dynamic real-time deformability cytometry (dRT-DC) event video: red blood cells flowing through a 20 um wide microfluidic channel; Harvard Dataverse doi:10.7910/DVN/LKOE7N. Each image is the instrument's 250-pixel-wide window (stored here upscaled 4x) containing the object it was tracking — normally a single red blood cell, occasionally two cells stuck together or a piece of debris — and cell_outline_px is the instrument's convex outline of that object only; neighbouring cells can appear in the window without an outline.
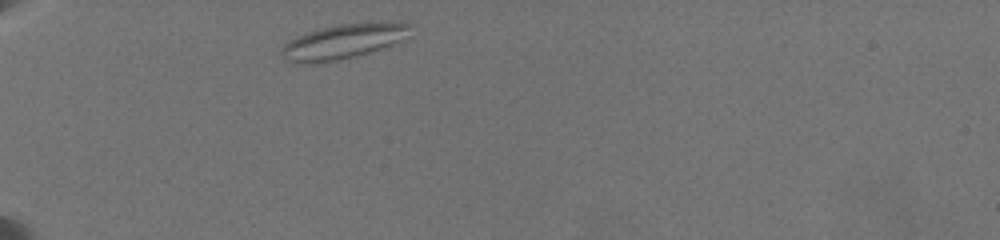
{"species": "common noctule bat (a hibernating species)", "species_latin": "Nyctalus noctula", "temperature_condition": "warm", "stored_images_in_passage": 31, "camera_frame_rate_fps": 3000, "um_per_image_px": 0.085, "animal": {"sex": "female", "body_mass_g": 19.5, "forearm_length_mm": 54.1}, "frame": {"image": 1, "passage_image": 1, "time_ms": 0.0, "image_size_px": [1000, 240], "cell_outline_px": [[412, 24], [400, 40], [392, 44], [356, 56], [336, 60], [312, 64], [304, 64], [280, 60], [280, 48], [284, 44], [308, 32], [340, 24], [380, 20]], "centroid_in_image_um": [29.1, 3.53], "position_along_channel_um": 55.9, "area_um2": 25.95}}
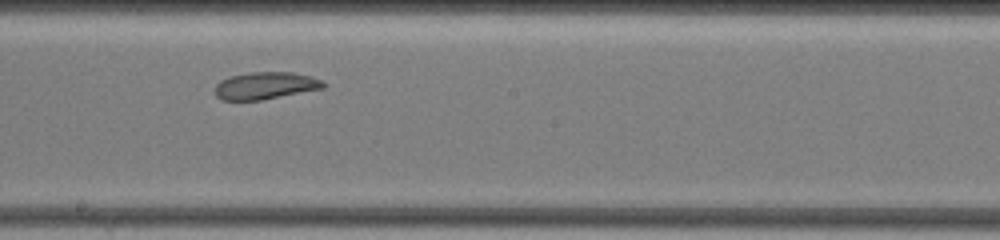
{"frame": {"image": 2, "passage_image": 12, "time_ms": 5.667, "image_size_px": [1000, 240], "cell_outline_px": [[324, 88], [260, 100], [220, 100], [216, 96], [216, 84], [220, 80], [232, 76], [248, 72], [292, 72], [312, 76], [320, 80], [324, 84]], "centroid_in_image_um": [22.54, 7.27], "position_along_channel_um": 225.7, "area_um2": 17.05}}
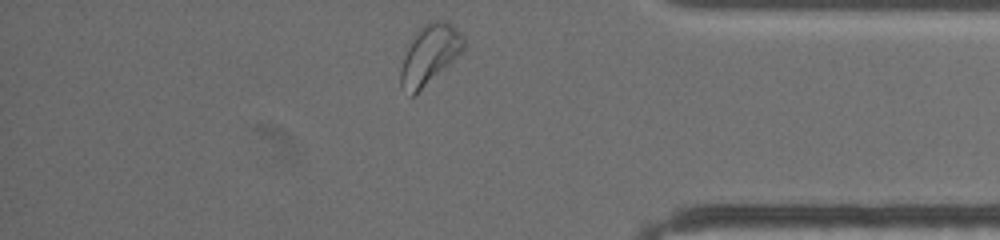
{"frame": {"image": 3, "passage_image": 30, "time_ms": 11.0, "image_size_px": [1000, 240], "cell_outline_px": [[464, 48], [448, 64], [412, 96], [408, 96], [400, 84], [400, 72], [404, 56], [412, 40], [420, 28], [424, 24], [432, 20], [444, 20], [452, 24], [464, 36]], "centroid_in_image_um": [36.51, 4.6], "position_along_channel_um": 398.7, "area_um2": 21.04}, "authors_computed_cell_mechanics": {"area_um2": 17.8024, "velocity_mm_per_s": 3.5062, "shape_relaxation_time_tau1_ms": null, "shape_relaxation_time_tau2_ms": 5.4921, "deformation_change_tau1": null, "deformation_change_tau2": 0.1142}}